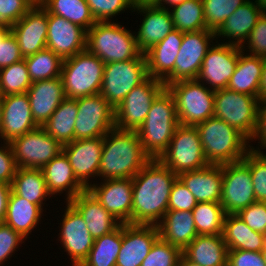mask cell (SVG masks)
Listing matches in <instances>:
<instances>
[{
    "label": "cell",
    "instance_id": "41",
    "mask_svg": "<svg viewBox=\"0 0 266 266\" xmlns=\"http://www.w3.org/2000/svg\"><path fill=\"white\" fill-rule=\"evenodd\" d=\"M192 213L198 235L222 234L226 212L220 203H197Z\"/></svg>",
    "mask_w": 266,
    "mask_h": 266
},
{
    "label": "cell",
    "instance_id": "43",
    "mask_svg": "<svg viewBox=\"0 0 266 266\" xmlns=\"http://www.w3.org/2000/svg\"><path fill=\"white\" fill-rule=\"evenodd\" d=\"M31 84L24 59L0 69V96L27 93Z\"/></svg>",
    "mask_w": 266,
    "mask_h": 266
},
{
    "label": "cell",
    "instance_id": "1",
    "mask_svg": "<svg viewBox=\"0 0 266 266\" xmlns=\"http://www.w3.org/2000/svg\"><path fill=\"white\" fill-rule=\"evenodd\" d=\"M177 178L159 159H151L132 178L131 224L157 225L168 210Z\"/></svg>",
    "mask_w": 266,
    "mask_h": 266
},
{
    "label": "cell",
    "instance_id": "36",
    "mask_svg": "<svg viewBox=\"0 0 266 266\" xmlns=\"http://www.w3.org/2000/svg\"><path fill=\"white\" fill-rule=\"evenodd\" d=\"M11 190L28 202L44 208L43 201L52 195L48 192L41 169L17 168L11 183Z\"/></svg>",
    "mask_w": 266,
    "mask_h": 266
},
{
    "label": "cell",
    "instance_id": "13",
    "mask_svg": "<svg viewBox=\"0 0 266 266\" xmlns=\"http://www.w3.org/2000/svg\"><path fill=\"white\" fill-rule=\"evenodd\" d=\"M18 168L42 169L63 151V145L42 127L10 142Z\"/></svg>",
    "mask_w": 266,
    "mask_h": 266
},
{
    "label": "cell",
    "instance_id": "28",
    "mask_svg": "<svg viewBox=\"0 0 266 266\" xmlns=\"http://www.w3.org/2000/svg\"><path fill=\"white\" fill-rule=\"evenodd\" d=\"M69 202L80 212L94 239L111 233L122 224L101 205L88 189Z\"/></svg>",
    "mask_w": 266,
    "mask_h": 266
},
{
    "label": "cell",
    "instance_id": "58",
    "mask_svg": "<svg viewBox=\"0 0 266 266\" xmlns=\"http://www.w3.org/2000/svg\"><path fill=\"white\" fill-rule=\"evenodd\" d=\"M259 101H266V57H263L262 77L260 81Z\"/></svg>",
    "mask_w": 266,
    "mask_h": 266
},
{
    "label": "cell",
    "instance_id": "19",
    "mask_svg": "<svg viewBox=\"0 0 266 266\" xmlns=\"http://www.w3.org/2000/svg\"><path fill=\"white\" fill-rule=\"evenodd\" d=\"M22 56L33 55L46 48L48 32V13L35 4L17 23L10 26Z\"/></svg>",
    "mask_w": 266,
    "mask_h": 266
},
{
    "label": "cell",
    "instance_id": "17",
    "mask_svg": "<svg viewBox=\"0 0 266 266\" xmlns=\"http://www.w3.org/2000/svg\"><path fill=\"white\" fill-rule=\"evenodd\" d=\"M66 206L58 240L70 256L72 266H80L90 253L95 239L80 212L70 202H66Z\"/></svg>",
    "mask_w": 266,
    "mask_h": 266
},
{
    "label": "cell",
    "instance_id": "33",
    "mask_svg": "<svg viewBox=\"0 0 266 266\" xmlns=\"http://www.w3.org/2000/svg\"><path fill=\"white\" fill-rule=\"evenodd\" d=\"M222 236L228 250L261 252L266 235L252 230L237 214H226Z\"/></svg>",
    "mask_w": 266,
    "mask_h": 266
},
{
    "label": "cell",
    "instance_id": "31",
    "mask_svg": "<svg viewBox=\"0 0 266 266\" xmlns=\"http://www.w3.org/2000/svg\"><path fill=\"white\" fill-rule=\"evenodd\" d=\"M182 255L200 266H227L228 248L222 234L197 235Z\"/></svg>",
    "mask_w": 266,
    "mask_h": 266
},
{
    "label": "cell",
    "instance_id": "47",
    "mask_svg": "<svg viewBox=\"0 0 266 266\" xmlns=\"http://www.w3.org/2000/svg\"><path fill=\"white\" fill-rule=\"evenodd\" d=\"M96 22L112 21L110 18L125 10H133L134 0H86ZM131 8V9H130Z\"/></svg>",
    "mask_w": 266,
    "mask_h": 266
},
{
    "label": "cell",
    "instance_id": "14",
    "mask_svg": "<svg viewBox=\"0 0 266 266\" xmlns=\"http://www.w3.org/2000/svg\"><path fill=\"white\" fill-rule=\"evenodd\" d=\"M215 38V32L209 29L183 33L174 72L164 82L165 87L177 81L196 80L203 59Z\"/></svg>",
    "mask_w": 266,
    "mask_h": 266
},
{
    "label": "cell",
    "instance_id": "24",
    "mask_svg": "<svg viewBox=\"0 0 266 266\" xmlns=\"http://www.w3.org/2000/svg\"><path fill=\"white\" fill-rule=\"evenodd\" d=\"M134 11L144 17L138 32L134 33L137 46L143 54L175 29L169 9L152 3H135L132 12Z\"/></svg>",
    "mask_w": 266,
    "mask_h": 266
},
{
    "label": "cell",
    "instance_id": "22",
    "mask_svg": "<svg viewBox=\"0 0 266 266\" xmlns=\"http://www.w3.org/2000/svg\"><path fill=\"white\" fill-rule=\"evenodd\" d=\"M158 238L157 225L122 224V244L116 266H141Z\"/></svg>",
    "mask_w": 266,
    "mask_h": 266
},
{
    "label": "cell",
    "instance_id": "35",
    "mask_svg": "<svg viewBox=\"0 0 266 266\" xmlns=\"http://www.w3.org/2000/svg\"><path fill=\"white\" fill-rule=\"evenodd\" d=\"M42 210L39 205L28 202L11 190L4 223L26 240L42 218Z\"/></svg>",
    "mask_w": 266,
    "mask_h": 266
},
{
    "label": "cell",
    "instance_id": "27",
    "mask_svg": "<svg viewBox=\"0 0 266 266\" xmlns=\"http://www.w3.org/2000/svg\"><path fill=\"white\" fill-rule=\"evenodd\" d=\"M182 39L183 32L173 29L162 41L144 53L150 77L165 82L173 74Z\"/></svg>",
    "mask_w": 266,
    "mask_h": 266
},
{
    "label": "cell",
    "instance_id": "34",
    "mask_svg": "<svg viewBox=\"0 0 266 266\" xmlns=\"http://www.w3.org/2000/svg\"><path fill=\"white\" fill-rule=\"evenodd\" d=\"M246 49L239 47V59L235 72L231 76L227 88L238 93H244L259 98L260 81L262 77L263 57L246 55Z\"/></svg>",
    "mask_w": 266,
    "mask_h": 266
},
{
    "label": "cell",
    "instance_id": "25",
    "mask_svg": "<svg viewBox=\"0 0 266 266\" xmlns=\"http://www.w3.org/2000/svg\"><path fill=\"white\" fill-rule=\"evenodd\" d=\"M35 123L42 127L66 98L61 77L33 82L27 90Z\"/></svg>",
    "mask_w": 266,
    "mask_h": 266
},
{
    "label": "cell",
    "instance_id": "64",
    "mask_svg": "<svg viewBox=\"0 0 266 266\" xmlns=\"http://www.w3.org/2000/svg\"><path fill=\"white\" fill-rule=\"evenodd\" d=\"M261 253H262V256H263V260L266 263V244H265V247L261 250Z\"/></svg>",
    "mask_w": 266,
    "mask_h": 266
},
{
    "label": "cell",
    "instance_id": "15",
    "mask_svg": "<svg viewBox=\"0 0 266 266\" xmlns=\"http://www.w3.org/2000/svg\"><path fill=\"white\" fill-rule=\"evenodd\" d=\"M223 182L220 204L226 214H237L256 202L250 168L241 160L222 164Z\"/></svg>",
    "mask_w": 266,
    "mask_h": 266
},
{
    "label": "cell",
    "instance_id": "7",
    "mask_svg": "<svg viewBox=\"0 0 266 266\" xmlns=\"http://www.w3.org/2000/svg\"><path fill=\"white\" fill-rule=\"evenodd\" d=\"M173 95L180 125L196 126L214 116L215 91L197 80H182L166 87Z\"/></svg>",
    "mask_w": 266,
    "mask_h": 266
},
{
    "label": "cell",
    "instance_id": "21",
    "mask_svg": "<svg viewBox=\"0 0 266 266\" xmlns=\"http://www.w3.org/2000/svg\"><path fill=\"white\" fill-rule=\"evenodd\" d=\"M1 101L3 114L0 128L1 141L10 143L39 127L33 119L27 93L1 96Z\"/></svg>",
    "mask_w": 266,
    "mask_h": 266
},
{
    "label": "cell",
    "instance_id": "8",
    "mask_svg": "<svg viewBox=\"0 0 266 266\" xmlns=\"http://www.w3.org/2000/svg\"><path fill=\"white\" fill-rule=\"evenodd\" d=\"M148 77L145 54L132 60L106 63L100 94L116 109L126 95Z\"/></svg>",
    "mask_w": 266,
    "mask_h": 266
},
{
    "label": "cell",
    "instance_id": "23",
    "mask_svg": "<svg viewBox=\"0 0 266 266\" xmlns=\"http://www.w3.org/2000/svg\"><path fill=\"white\" fill-rule=\"evenodd\" d=\"M87 31L63 17L48 14L46 48L63 60L86 49Z\"/></svg>",
    "mask_w": 266,
    "mask_h": 266
},
{
    "label": "cell",
    "instance_id": "12",
    "mask_svg": "<svg viewBox=\"0 0 266 266\" xmlns=\"http://www.w3.org/2000/svg\"><path fill=\"white\" fill-rule=\"evenodd\" d=\"M74 140L104 137L115 127V109L99 93L76 98Z\"/></svg>",
    "mask_w": 266,
    "mask_h": 266
},
{
    "label": "cell",
    "instance_id": "44",
    "mask_svg": "<svg viewBox=\"0 0 266 266\" xmlns=\"http://www.w3.org/2000/svg\"><path fill=\"white\" fill-rule=\"evenodd\" d=\"M242 161L250 168L256 200L266 202V153L250 145Z\"/></svg>",
    "mask_w": 266,
    "mask_h": 266
},
{
    "label": "cell",
    "instance_id": "50",
    "mask_svg": "<svg viewBox=\"0 0 266 266\" xmlns=\"http://www.w3.org/2000/svg\"><path fill=\"white\" fill-rule=\"evenodd\" d=\"M197 203L194 195L187 189L182 181L177 178L171 188L168 210L192 211Z\"/></svg>",
    "mask_w": 266,
    "mask_h": 266
},
{
    "label": "cell",
    "instance_id": "61",
    "mask_svg": "<svg viewBox=\"0 0 266 266\" xmlns=\"http://www.w3.org/2000/svg\"><path fill=\"white\" fill-rule=\"evenodd\" d=\"M262 14L266 15V0H256Z\"/></svg>",
    "mask_w": 266,
    "mask_h": 266
},
{
    "label": "cell",
    "instance_id": "45",
    "mask_svg": "<svg viewBox=\"0 0 266 266\" xmlns=\"http://www.w3.org/2000/svg\"><path fill=\"white\" fill-rule=\"evenodd\" d=\"M207 29L216 32L239 6L248 0H202Z\"/></svg>",
    "mask_w": 266,
    "mask_h": 266
},
{
    "label": "cell",
    "instance_id": "5",
    "mask_svg": "<svg viewBox=\"0 0 266 266\" xmlns=\"http://www.w3.org/2000/svg\"><path fill=\"white\" fill-rule=\"evenodd\" d=\"M86 49L105 64L140 57L134 33L116 22H96L88 31Z\"/></svg>",
    "mask_w": 266,
    "mask_h": 266
},
{
    "label": "cell",
    "instance_id": "26",
    "mask_svg": "<svg viewBox=\"0 0 266 266\" xmlns=\"http://www.w3.org/2000/svg\"><path fill=\"white\" fill-rule=\"evenodd\" d=\"M178 178L198 203H220L223 182L222 165L209 164L198 170L180 173Z\"/></svg>",
    "mask_w": 266,
    "mask_h": 266
},
{
    "label": "cell",
    "instance_id": "56",
    "mask_svg": "<svg viewBox=\"0 0 266 266\" xmlns=\"http://www.w3.org/2000/svg\"><path fill=\"white\" fill-rule=\"evenodd\" d=\"M260 140L261 149H266V101L260 102L258 106L257 123L253 136L249 140Z\"/></svg>",
    "mask_w": 266,
    "mask_h": 266
},
{
    "label": "cell",
    "instance_id": "60",
    "mask_svg": "<svg viewBox=\"0 0 266 266\" xmlns=\"http://www.w3.org/2000/svg\"><path fill=\"white\" fill-rule=\"evenodd\" d=\"M178 266H200L187 260L183 255L180 256Z\"/></svg>",
    "mask_w": 266,
    "mask_h": 266
},
{
    "label": "cell",
    "instance_id": "54",
    "mask_svg": "<svg viewBox=\"0 0 266 266\" xmlns=\"http://www.w3.org/2000/svg\"><path fill=\"white\" fill-rule=\"evenodd\" d=\"M0 145V182L11 185L18 167L11 144L3 142Z\"/></svg>",
    "mask_w": 266,
    "mask_h": 266
},
{
    "label": "cell",
    "instance_id": "42",
    "mask_svg": "<svg viewBox=\"0 0 266 266\" xmlns=\"http://www.w3.org/2000/svg\"><path fill=\"white\" fill-rule=\"evenodd\" d=\"M32 83L61 77L63 59L49 48L24 58Z\"/></svg>",
    "mask_w": 266,
    "mask_h": 266
},
{
    "label": "cell",
    "instance_id": "10",
    "mask_svg": "<svg viewBox=\"0 0 266 266\" xmlns=\"http://www.w3.org/2000/svg\"><path fill=\"white\" fill-rule=\"evenodd\" d=\"M259 103L258 97L228 88L219 89L214 96V116L236 128L250 140L256 128Z\"/></svg>",
    "mask_w": 266,
    "mask_h": 266
},
{
    "label": "cell",
    "instance_id": "55",
    "mask_svg": "<svg viewBox=\"0 0 266 266\" xmlns=\"http://www.w3.org/2000/svg\"><path fill=\"white\" fill-rule=\"evenodd\" d=\"M227 266H266L261 252L228 250Z\"/></svg>",
    "mask_w": 266,
    "mask_h": 266
},
{
    "label": "cell",
    "instance_id": "9",
    "mask_svg": "<svg viewBox=\"0 0 266 266\" xmlns=\"http://www.w3.org/2000/svg\"><path fill=\"white\" fill-rule=\"evenodd\" d=\"M159 160L177 176L209 165L205 158L200 135L195 126L178 125L168 149Z\"/></svg>",
    "mask_w": 266,
    "mask_h": 266
},
{
    "label": "cell",
    "instance_id": "4",
    "mask_svg": "<svg viewBox=\"0 0 266 266\" xmlns=\"http://www.w3.org/2000/svg\"><path fill=\"white\" fill-rule=\"evenodd\" d=\"M195 127L209 164L222 165L241 161L250 150L249 140L220 118L212 116Z\"/></svg>",
    "mask_w": 266,
    "mask_h": 266
},
{
    "label": "cell",
    "instance_id": "38",
    "mask_svg": "<svg viewBox=\"0 0 266 266\" xmlns=\"http://www.w3.org/2000/svg\"><path fill=\"white\" fill-rule=\"evenodd\" d=\"M39 4L48 14L63 17L86 31L96 23L86 0H40Z\"/></svg>",
    "mask_w": 266,
    "mask_h": 266
},
{
    "label": "cell",
    "instance_id": "57",
    "mask_svg": "<svg viewBox=\"0 0 266 266\" xmlns=\"http://www.w3.org/2000/svg\"><path fill=\"white\" fill-rule=\"evenodd\" d=\"M11 192V185L7 183L0 182V223H4L8 198Z\"/></svg>",
    "mask_w": 266,
    "mask_h": 266
},
{
    "label": "cell",
    "instance_id": "49",
    "mask_svg": "<svg viewBox=\"0 0 266 266\" xmlns=\"http://www.w3.org/2000/svg\"><path fill=\"white\" fill-rule=\"evenodd\" d=\"M34 5L31 0H0V25L12 26Z\"/></svg>",
    "mask_w": 266,
    "mask_h": 266
},
{
    "label": "cell",
    "instance_id": "46",
    "mask_svg": "<svg viewBox=\"0 0 266 266\" xmlns=\"http://www.w3.org/2000/svg\"><path fill=\"white\" fill-rule=\"evenodd\" d=\"M182 251L160 237L152 245L141 266H178Z\"/></svg>",
    "mask_w": 266,
    "mask_h": 266
},
{
    "label": "cell",
    "instance_id": "2",
    "mask_svg": "<svg viewBox=\"0 0 266 266\" xmlns=\"http://www.w3.org/2000/svg\"><path fill=\"white\" fill-rule=\"evenodd\" d=\"M150 160L136 131L114 127L103 137L99 177L133 178Z\"/></svg>",
    "mask_w": 266,
    "mask_h": 266
},
{
    "label": "cell",
    "instance_id": "40",
    "mask_svg": "<svg viewBox=\"0 0 266 266\" xmlns=\"http://www.w3.org/2000/svg\"><path fill=\"white\" fill-rule=\"evenodd\" d=\"M174 28L180 32L206 30L204 6L202 0H185L170 9Z\"/></svg>",
    "mask_w": 266,
    "mask_h": 266
},
{
    "label": "cell",
    "instance_id": "11",
    "mask_svg": "<svg viewBox=\"0 0 266 266\" xmlns=\"http://www.w3.org/2000/svg\"><path fill=\"white\" fill-rule=\"evenodd\" d=\"M165 88L163 81L150 76L134 87L115 109V128L136 131L144 123L152 102Z\"/></svg>",
    "mask_w": 266,
    "mask_h": 266
},
{
    "label": "cell",
    "instance_id": "53",
    "mask_svg": "<svg viewBox=\"0 0 266 266\" xmlns=\"http://www.w3.org/2000/svg\"><path fill=\"white\" fill-rule=\"evenodd\" d=\"M245 42L251 56L266 57V15H261Z\"/></svg>",
    "mask_w": 266,
    "mask_h": 266
},
{
    "label": "cell",
    "instance_id": "48",
    "mask_svg": "<svg viewBox=\"0 0 266 266\" xmlns=\"http://www.w3.org/2000/svg\"><path fill=\"white\" fill-rule=\"evenodd\" d=\"M24 59L10 26L0 25V69Z\"/></svg>",
    "mask_w": 266,
    "mask_h": 266
},
{
    "label": "cell",
    "instance_id": "39",
    "mask_svg": "<svg viewBox=\"0 0 266 266\" xmlns=\"http://www.w3.org/2000/svg\"><path fill=\"white\" fill-rule=\"evenodd\" d=\"M122 244V224L107 235L95 239L87 258L80 266H116Z\"/></svg>",
    "mask_w": 266,
    "mask_h": 266
},
{
    "label": "cell",
    "instance_id": "30",
    "mask_svg": "<svg viewBox=\"0 0 266 266\" xmlns=\"http://www.w3.org/2000/svg\"><path fill=\"white\" fill-rule=\"evenodd\" d=\"M48 192L53 196L65 191L66 201L76 197L86 188L75 177L69 159L62 151L42 169Z\"/></svg>",
    "mask_w": 266,
    "mask_h": 266
},
{
    "label": "cell",
    "instance_id": "18",
    "mask_svg": "<svg viewBox=\"0 0 266 266\" xmlns=\"http://www.w3.org/2000/svg\"><path fill=\"white\" fill-rule=\"evenodd\" d=\"M91 184L88 190L122 224H131L132 178L106 179Z\"/></svg>",
    "mask_w": 266,
    "mask_h": 266
},
{
    "label": "cell",
    "instance_id": "16",
    "mask_svg": "<svg viewBox=\"0 0 266 266\" xmlns=\"http://www.w3.org/2000/svg\"><path fill=\"white\" fill-rule=\"evenodd\" d=\"M213 44L203 59L196 80L206 85L209 84L208 88L216 91L227 88L238 63L239 46L224 42Z\"/></svg>",
    "mask_w": 266,
    "mask_h": 266
},
{
    "label": "cell",
    "instance_id": "6",
    "mask_svg": "<svg viewBox=\"0 0 266 266\" xmlns=\"http://www.w3.org/2000/svg\"><path fill=\"white\" fill-rule=\"evenodd\" d=\"M105 63L87 49L64 59L61 71L67 98H80L100 93Z\"/></svg>",
    "mask_w": 266,
    "mask_h": 266
},
{
    "label": "cell",
    "instance_id": "62",
    "mask_svg": "<svg viewBox=\"0 0 266 266\" xmlns=\"http://www.w3.org/2000/svg\"><path fill=\"white\" fill-rule=\"evenodd\" d=\"M155 0H134L135 3H153Z\"/></svg>",
    "mask_w": 266,
    "mask_h": 266
},
{
    "label": "cell",
    "instance_id": "59",
    "mask_svg": "<svg viewBox=\"0 0 266 266\" xmlns=\"http://www.w3.org/2000/svg\"><path fill=\"white\" fill-rule=\"evenodd\" d=\"M184 1L185 0H155L152 4H154L155 6H158L160 8L169 9L170 10L171 7L173 8V7L177 6V5H180ZM166 5H168V6L166 7Z\"/></svg>",
    "mask_w": 266,
    "mask_h": 266
},
{
    "label": "cell",
    "instance_id": "52",
    "mask_svg": "<svg viewBox=\"0 0 266 266\" xmlns=\"http://www.w3.org/2000/svg\"><path fill=\"white\" fill-rule=\"evenodd\" d=\"M24 239L9 225L0 223V266H3L4 262L10 259L12 253L19 248V244L24 243Z\"/></svg>",
    "mask_w": 266,
    "mask_h": 266
},
{
    "label": "cell",
    "instance_id": "3",
    "mask_svg": "<svg viewBox=\"0 0 266 266\" xmlns=\"http://www.w3.org/2000/svg\"><path fill=\"white\" fill-rule=\"evenodd\" d=\"M178 125L174 97L165 88L152 102L144 123L136 130L143 151L151 159H159L168 149Z\"/></svg>",
    "mask_w": 266,
    "mask_h": 266
},
{
    "label": "cell",
    "instance_id": "20",
    "mask_svg": "<svg viewBox=\"0 0 266 266\" xmlns=\"http://www.w3.org/2000/svg\"><path fill=\"white\" fill-rule=\"evenodd\" d=\"M103 137L74 140L63 145L77 180L88 189L90 177L99 176Z\"/></svg>",
    "mask_w": 266,
    "mask_h": 266
},
{
    "label": "cell",
    "instance_id": "37",
    "mask_svg": "<svg viewBox=\"0 0 266 266\" xmlns=\"http://www.w3.org/2000/svg\"><path fill=\"white\" fill-rule=\"evenodd\" d=\"M78 114L77 101L65 98L42 128L62 145L74 141V126Z\"/></svg>",
    "mask_w": 266,
    "mask_h": 266
},
{
    "label": "cell",
    "instance_id": "63",
    "mask_svg": "<svg viewBox=\"0 0 266 266\" xmlns=\"http://www.w3.org/2000/svg\"><path fill=\"white\" fill-rule=\"evenodd\" d=\"M2 117H3V114H2V101H1V96H0V128H1V125H2Z\"/></svg>",
    "mask_w": 266,
    "mask_h": 266
},
{
    "label": "cell",
    "instance_id": "32",
    "mask_svg": "<svg viewBox=\"0 0 266 266\" xmlns=\"http://www.w3.org/2000/svg\"><path fill=\"white\" fill-rule=\"evenodd\" d=\"M157 227L159 237L181 251L198 235L192 211L167 210Z\"/></svg>",
    "mask_w": 266,
    "mask_h": 266
},
{
    "label": "cell",
    "instance_id": "29",
    "mask_svg": "<svg viewBox=\"0 0 266 266\" xmlns=\"http://www.w3.org/2000/svg\"><path fill=\"white\" fill-rule=\"evenodd\" d=\"M262 12L257 1L248 0L242 6H239L215 32L216 38H227L225 42L229 45L239 46L242 50L245 48L244 43L250 32L255 27ZM232 39V40H231ZM235 41H234V40Z\"/></svg>",
    "mask_w": 266,
    "mask_h": 266
},
{
    "label": "cell",
    "instance_id": "51",
    "mask_svg": "<svg viewBox=\"0 0 266 266\" xmlns=\"http://www.w3.org/2000/svg\"><path fill=\"white\" fill-rule=\"evenodd\" d=\"M237 215L254 231L266 235V202L256 201Z\"/></svg>",
    "mask_w": 266,
    "mask_h": 266
},
{
    "label": "cell",
    "instance_id": "65",
    "mask_svg": "<svg viewBox=\"0 0 266 266\" xmlns=\"http://www.w3.org/2000/svg\"><path fill=\"white\" fill-rule=\"evenodd\" d=\"M34 4H39L40 0H31Z\"/></svg>",
    "mask_w": 266,
    "mask_h": 266
}]
</instances>
